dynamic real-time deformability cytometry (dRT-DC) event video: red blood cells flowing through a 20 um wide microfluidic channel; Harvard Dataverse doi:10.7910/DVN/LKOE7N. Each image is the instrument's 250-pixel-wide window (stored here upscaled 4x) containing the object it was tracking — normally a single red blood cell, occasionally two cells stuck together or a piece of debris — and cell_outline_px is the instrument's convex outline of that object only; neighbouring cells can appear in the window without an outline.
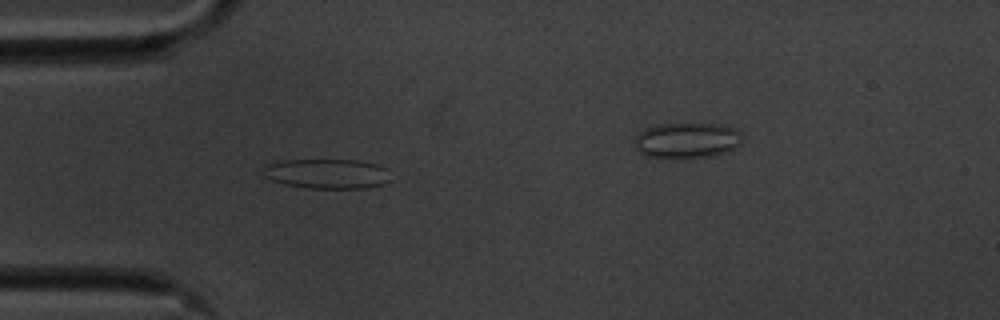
{"species": "common noctule bat (a hibernating species)", "species_latin": "Nyctalus noctula", "temperature_condition": "cold", "stored_images_in_passage": 35, "segment_of_instrument_passage": [1, 2], "camera_frame_rate_fps": 3000, "um_per_image_px": 0.085, "animal": {"sex": "male", "body_mass_g": 20.1, "forearm_length_mm": 53.5}, "frame": {"image": 1, "passage_image": 1, "time_ms": 0.0, "image_size_px": [1000, 320], "cell_outline_px": [[388, 168], [384, 184], [368, 188], [308, 188], [288, 184], [272, 180], [268, 176], [264, 168], [264, 164], [276, 160], [360, 160], [376, 164]], "centroid_in_image_um": [27.8, 14.75], "position_along_channel_um": 57.2, "area_um2": 21.85}}
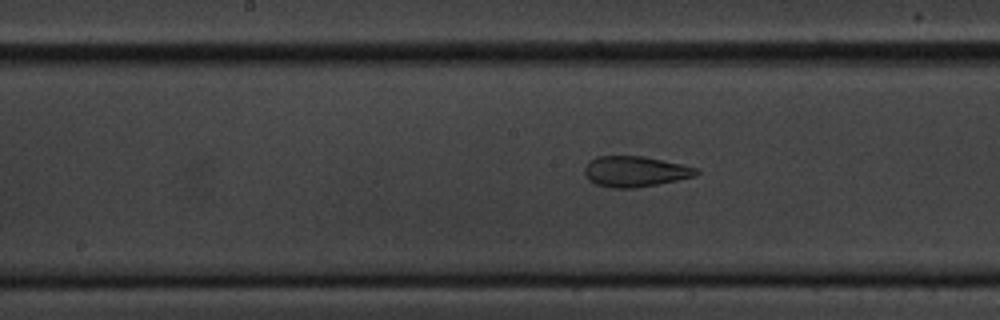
{"frame": {"image": 2, "passage_image": 13, "time_ms": 4.0, "image_size_px": [1000, 320], "cell_outline_px": [[700, 172], [696, 176], [636, 188], [612, 188], [596, 184], [588, 180], [584, 172], [584, 168], [596, 156], [644, 156], [684, 164], [700, 168]], "centroid_in_image_um": [54.03, 14.57], "position_along_channel_um": 194.2, "area_um2": 20.06}}
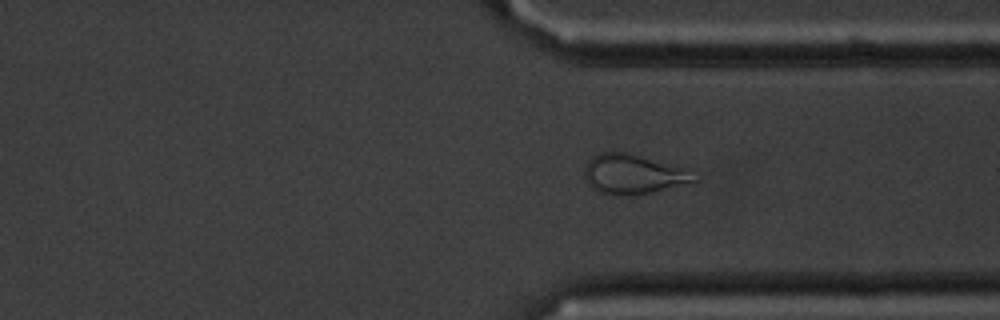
{"frame": {"image": 3, "passage_image": 27, "time_ms": 8.667, "image_size_px": [1000, 320], "cell_outline_px": [[700, 180], [652, 192], [628, 196], [620, 196], [600, 192], [592, 188], [588, 184], [584, 176], [584, 168], [588, 160], [592, 156], [600, 152], [628, 152], [676, 164], [684, 168]], "centroid_in_image_um": [53.8, 14.79], "position_along_channel_um": 357.6, "area_um2": 25.61}}